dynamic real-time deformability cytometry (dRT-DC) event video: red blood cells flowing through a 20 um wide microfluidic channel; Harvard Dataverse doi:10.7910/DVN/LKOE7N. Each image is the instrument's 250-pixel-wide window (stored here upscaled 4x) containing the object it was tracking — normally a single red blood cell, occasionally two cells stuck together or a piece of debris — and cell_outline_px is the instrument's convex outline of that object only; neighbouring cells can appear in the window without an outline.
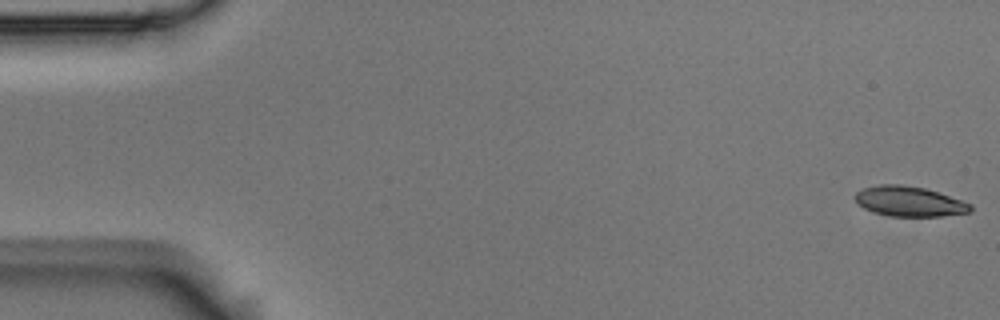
{"species": "Egyptian fruit bat (a non-hibernating species)", "species_latin": "Rousettus aegyptiacus", "temperature_condition": "room temperature", "stored_images_in_passage": 55, "camera_frame_rate_fps": 3000, "um_per_image_px": 0.085, "animal": {"sex": "male"}, "frame": {"image": 1, "passage_image": 1, "time_ms": 0.0, "image_size_px": [1000, 320], "cell_outline_px": [[972, 212], [940, 216], [888, 216], [864, 208], [852, 196], [856, 192], [864, 188], [880, 184], [904, 184], [924, 188], [972, 204]], "centroid_in_image_um": [77.28, 17.11], "position_along_channel_um": 7.7, "area_um2": 20.06}}
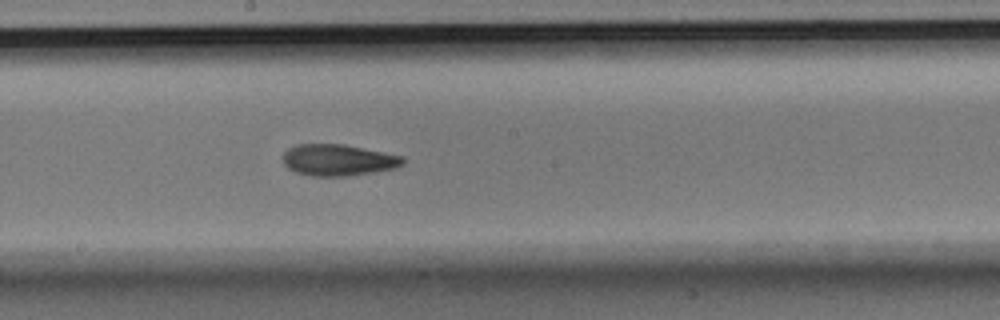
{"frame": {"image": 2, "passage_image": 30, "time_ms": 9.667, "image_size_px": [1000, 320], "cell_outline_px": [[404, 164], [396, 168], [348, 176], [312, 176], [296, 172], [288, 168], [284, 164], [284, 152], [288, 148], [296, 144], [344, 144], [404, 156]], "centroid_in_image_um": [28.76, 13.6], "position_along_channel_um": 219.4, "area_um2": 22.02}}
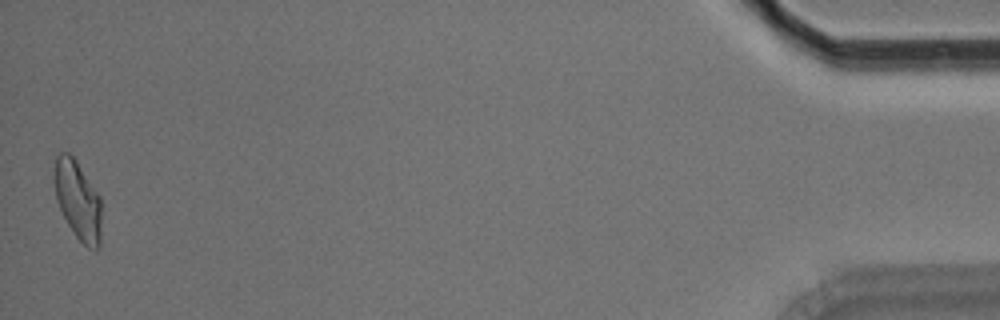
{"frame": {"image": 3, "passage_image": 55, "time_ms": 18.0, "image_size_px": [1000, 320], "cell_outline_px": [[100, 248], [96, 252], [88, 248], [76, 236], [68, 224], [56, 200], [56, 156], [60, 152], [68, 152], [76, 160], [100, 196]], "centroid_in_image_um": [6.65, 17.06], "position_along_channel_um": 428.5, "area_um2": 21.21}, "authors_computed_cell_mechanics": {"area_um2": 21.675, "velocity_mm_per_s": 3.6244, "shape_relaxation_time_tau1_ms": 8.3122, "shape_relaxation_time_tau2_ms": 4.0993, "deformation_change_tau1": 0.1917, "deformation_change_tau2": 0.1177}}